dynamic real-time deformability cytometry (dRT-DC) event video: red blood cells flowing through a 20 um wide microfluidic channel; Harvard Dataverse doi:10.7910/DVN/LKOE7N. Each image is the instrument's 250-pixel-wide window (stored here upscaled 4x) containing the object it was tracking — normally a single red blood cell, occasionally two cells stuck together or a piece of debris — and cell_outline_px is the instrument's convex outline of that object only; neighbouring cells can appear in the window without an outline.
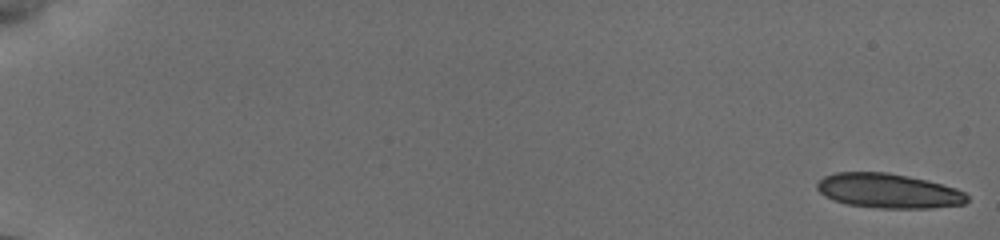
{"species": "common noctule bat (a hibernating species)", "species_latin": "Nyctalus noctula", "temperature_condition": "cold", "stored_images_in_passage": 25, "camera_frame_rate_fps": 3000, "um_per_image_px": 0.085, "animal": {"sex": "female", "body_mass_g": 19.5, "forearm_length_mm": 54.1}, "frame": {"image": 1, "passage_image": 1, "time_ms": 0.0, "image_size_px": [1000, 240], "cell_outline_px": [[968, 200], [964, 204], [928, 208], [880, 208], [848, 204], [824, 196], [816, 188], [816, 184], [824, 176], [836, 172], [888, 172], [908, 176], [956, 188], [964, 192], [968, 196]], "centroid_in_image_um": [75.5, 16.22], "position_along_channel_um": 9.5, "area_um2": 30.0}}